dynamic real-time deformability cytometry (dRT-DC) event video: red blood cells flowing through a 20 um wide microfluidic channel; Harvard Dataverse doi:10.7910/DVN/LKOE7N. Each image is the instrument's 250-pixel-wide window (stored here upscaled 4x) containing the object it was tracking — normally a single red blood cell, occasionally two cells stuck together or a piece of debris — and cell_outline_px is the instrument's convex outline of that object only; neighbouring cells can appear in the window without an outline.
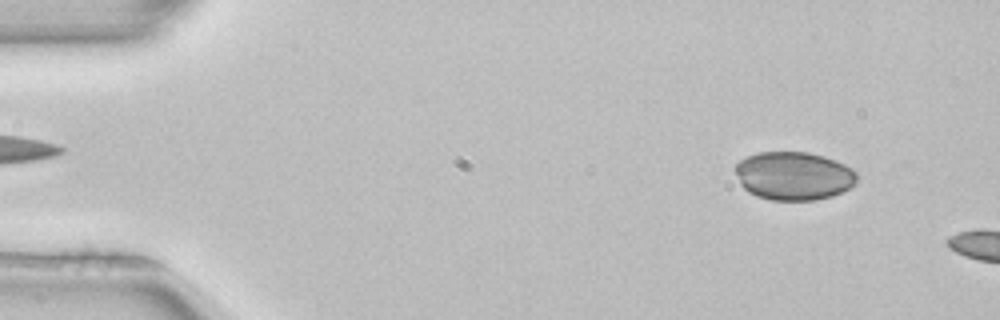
{"species": "common noctule bat (a hibernating species)", "species_latin": "Nyctalus noctula", "temperature_condition": "room temperature", "stored_images_in_passage": 15, "camera_frame_rate_fps": 3000, "um_per_image_px": 0.085, "animal": {"sex": "female", "body_mass_g": 22.7, "forearm_length_mm": 54.2}, "frame": {"image": 1, "passage_image": 4, "time_ms": 1.0, "image_size_px": [1000, 320], "cell_outline_px": [[856, 180], [848, 188], [832, 196], [812, 200], [772, 200], [756, 196], [748, 192], [740, 184], [736, 172], [736, 164], [740, 160], [748, 156], [760, 152], [808, 152], [824, 156], [836, 160], [852, 168], [856, 172]], "centroid_in_image_um": [67.45, 14.94], "position_along_channel_um": 17.6, "area_um2": 34.1}}